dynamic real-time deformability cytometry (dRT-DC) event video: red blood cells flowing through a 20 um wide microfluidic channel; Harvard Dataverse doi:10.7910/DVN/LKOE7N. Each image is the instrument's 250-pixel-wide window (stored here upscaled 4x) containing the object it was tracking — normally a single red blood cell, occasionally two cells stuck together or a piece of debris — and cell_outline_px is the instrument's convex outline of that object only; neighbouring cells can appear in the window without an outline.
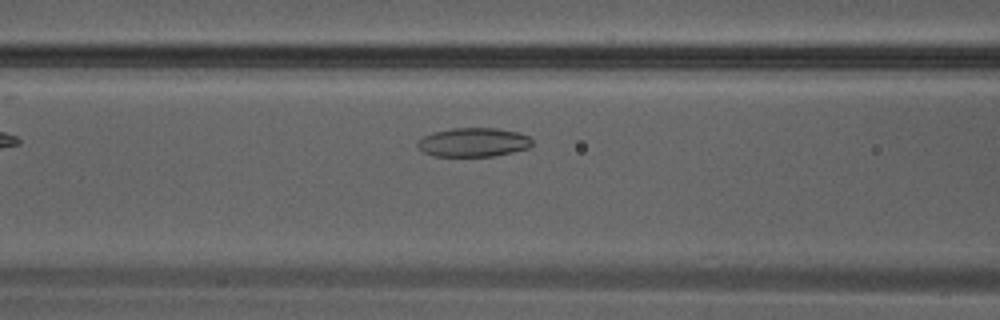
{"species": "Egyptian fruit bat (a non-hibernating species)", "species_latin": "Rousettus aegyptiacus", "temperature_condition": "warm", "stored_images_in_passage": 21, "camera_frame_rate_fps": 3000, "um_per_image_px": 0.085, "animal": {"sex": "male"}, "frame": {"image": 1, "passage_image": 4, "time_ms": 1.0, "image_size_px": [1000, 320], "cell_outline_px": [[532, 144], [528, 148], [512, 152], [492, 156], [432, 156], [424, 152], [416, 144], [424, 136], [432, 132], [452, 128], [496, 128], [520, 132], [528, 136], [532, 140]], "centroid_in_image_um": [40.25, 12.09], "position_along_channel_um": 126.4, "area_um2": 19.31}}
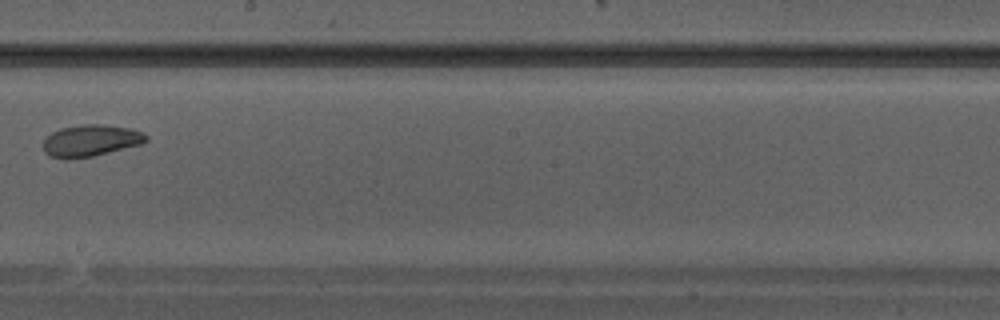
{"frame": {"image": 2, "passage_image": 10, "time_ms": 3.0, "image_size_px": [1000, 320], "cell_outline_px": [[148, 140], [140, 144], [92, 156], [64, 160], [48, 156], [44, 152], [44, 140], [52, 132], [60, 128], [84, 124], [100, 124], [132, 128], [144, 132], [148, 136]], "centroid_in_image_um": [7.7, 11.95], "position_along_channel_um": 240.5, "area_um2": 19.07}}
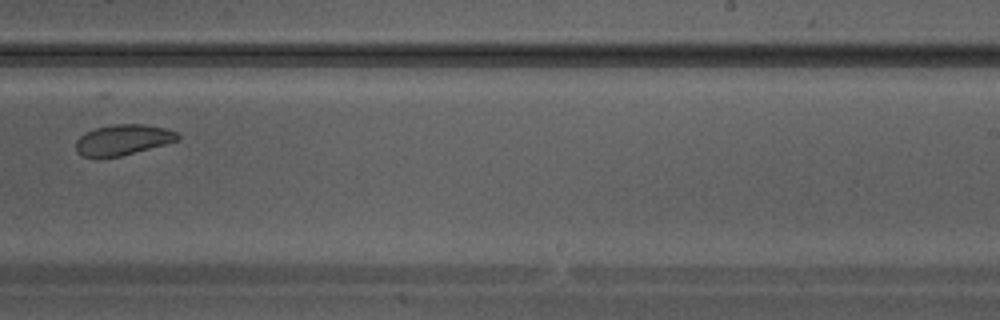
{"frame": {"image": 3, "passage_image": 12, "time_ms": 3.667, "image_size_px": [1000, 320], "cell_outline_px": [[180, 140], [120, 156], [96, 160], [80, 156], [76, 152], [76, 140], [84, 132], [96, 128], [112, 124], [140, 124], [164, 128], [176, 132], [180, 136]], "centroid_in_image_um": [10.37, 11.92], "position_along_channel_um": 278.6, "area_um2": 18.5}}